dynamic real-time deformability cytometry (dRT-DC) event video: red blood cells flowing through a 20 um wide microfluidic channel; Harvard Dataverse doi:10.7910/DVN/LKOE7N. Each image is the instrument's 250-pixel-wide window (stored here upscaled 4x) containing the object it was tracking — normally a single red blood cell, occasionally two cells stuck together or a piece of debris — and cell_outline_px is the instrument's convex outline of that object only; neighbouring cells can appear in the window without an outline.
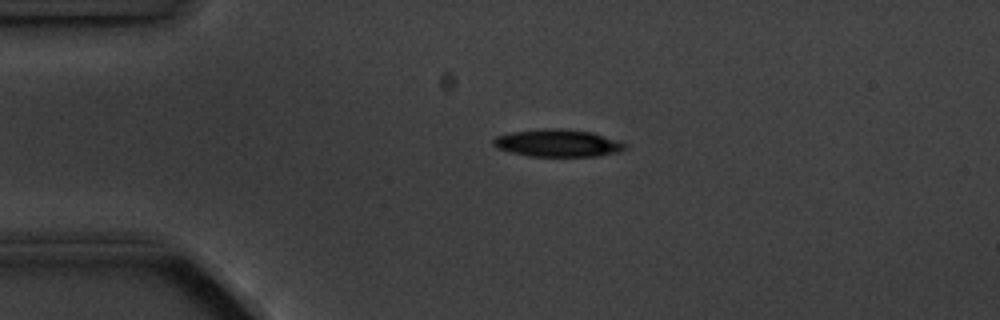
{"species": "common noctule bat (a hibernating species)", "species_latin": "Nyctalus noctula", "temperature_condition": "cold", "stored_images_in_passage": 4, "camera_frame_rate_fps": 3000, "um_per_image_px": 0.085, "animal": {"sex": "male", "body_mass_g": 20.1, "forearm_length_mm": 53.5}, "frame": {"image": 1, "passage_image": 3, "time_ms": 2.333, "image_size_px": [1000, 320], "cell_outline_px": [[628, 148], [620, 152], [600, 156], [528, 156], [496, 148], [492, 144], [492, 140], [496, 136], [508, 132], [540, 128], [560, 128], [592, 132], [628, 144]], "centroid_in_image_um": [47.4, 12.15], "position_along_channel_um": 37.6, "area_um2": 21.33}}